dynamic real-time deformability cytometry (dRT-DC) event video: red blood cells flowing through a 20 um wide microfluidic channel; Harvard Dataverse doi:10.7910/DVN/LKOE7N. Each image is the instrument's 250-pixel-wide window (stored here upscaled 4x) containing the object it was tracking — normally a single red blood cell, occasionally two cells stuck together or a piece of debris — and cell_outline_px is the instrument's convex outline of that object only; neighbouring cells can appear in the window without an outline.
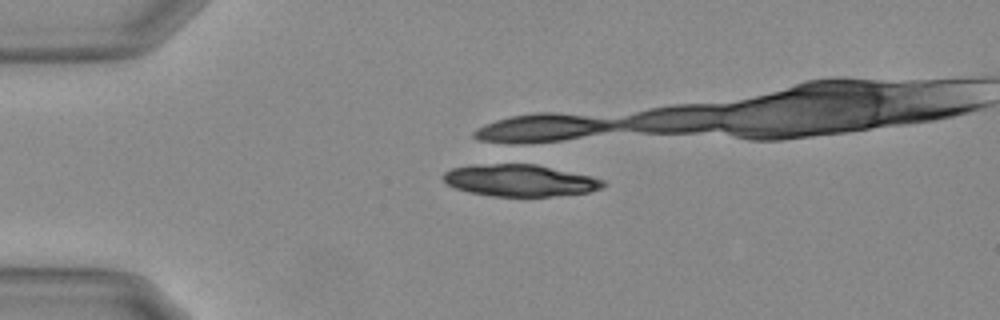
{"species": "Egyptian fruit bat (a non-hibernating species)", "species_latin": "Rousettus aegyptiacus", "temperature_condition": "warm", "stored_images_in_passage": 13, "camera_frame_rate_fps": 3000, "um_per_image_px": 0.085, "animal": {"sex": "female"}, "frame": {"image": 1, "passage_image": 13, "time_ms": 4.0, "image_size_px": [1000, 320], "cell_outline_px": [[604, 188], [588, 192], [552, 196], [492, 196], [472, 192], [456, 188], [448, 184], [444, 180], [444, 172], [452, 168], [472, 164], [536, 164], [588, 176], [604, 180]], "centroid_in_image_um": [44.17, 15.33], "position_along_channel_um": 40.8, "area_um2": 29.3}}